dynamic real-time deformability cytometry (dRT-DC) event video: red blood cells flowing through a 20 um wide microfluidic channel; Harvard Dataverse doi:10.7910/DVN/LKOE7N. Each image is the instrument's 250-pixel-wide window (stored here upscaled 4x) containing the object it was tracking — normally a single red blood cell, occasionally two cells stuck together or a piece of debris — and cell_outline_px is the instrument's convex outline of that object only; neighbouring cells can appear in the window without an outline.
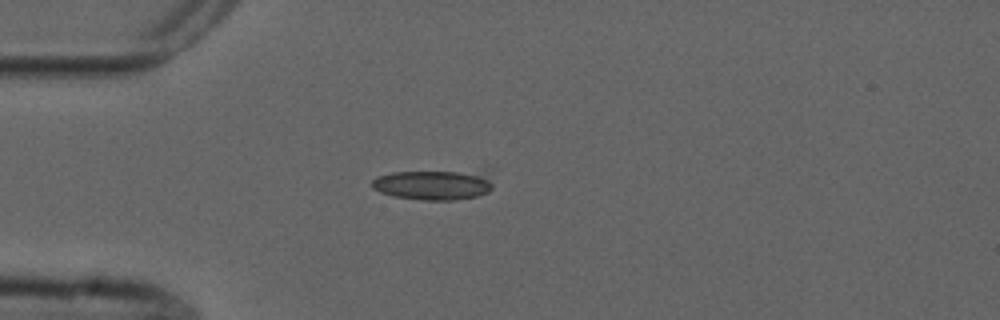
{"species": "common noctule bat (a hibernating species)", "species_latin": "Nyctalus noctula", "temperature_condition": "cold", "stored_images_in_passage": 4, "camera_frame_rate_fps": 3000, "um_per_image_px": 0.085, "animal": {"sex": "male", "forearm_length_mm": 52.5}, "frame": {"image": 1, "passage_image": 1, "time_ms": 0.0, "image_size_px": [1000, 320], "cell_outline_px": [[496, 168], [492, 188], [488, 192], [476, 196], [452, 200], [424, 200], [392, 196], [380, 192], [372, 188], [372, 180], [376, 176], [392, 172], [492, 168]], "centroid_in_image_um": [37.06, 15.62], "position_along_channel_um": 47.9, "area_um2": 22.89}}